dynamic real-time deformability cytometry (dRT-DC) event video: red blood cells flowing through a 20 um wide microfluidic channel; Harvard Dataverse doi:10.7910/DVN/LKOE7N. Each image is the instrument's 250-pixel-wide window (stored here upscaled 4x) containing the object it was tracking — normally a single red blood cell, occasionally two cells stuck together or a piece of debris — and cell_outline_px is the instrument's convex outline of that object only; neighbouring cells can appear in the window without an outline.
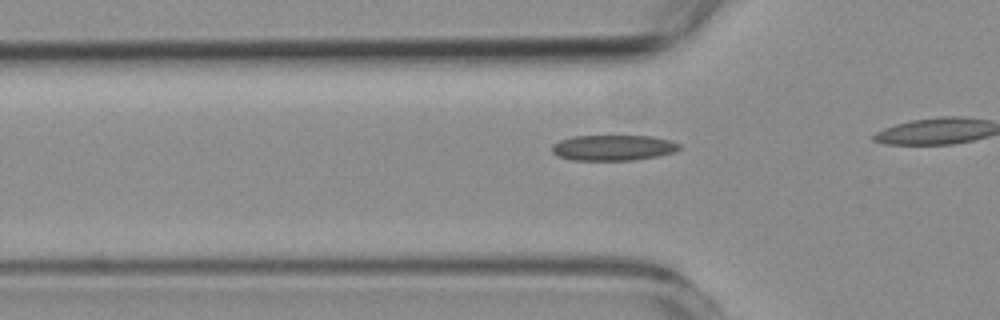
{"species": "common noctule bat (a hibernating species)", "species_latin": "Nyctalus noctula", "temperature_condition": "room temperature", "stored_images_in_passage": 17, "camera_frame_rate_fps": 3000, "um_per_image_px": 0.085, "animal": {"sex": "female", "body_mass_g": 19.3, "forearm_length_mm": 54.1}, "frame": {"image": 1, "passage_image": 12, "time_ms": 3.667, "image_size_px": [1000, 320], "cell_outline_px": [[680, 148], [672, 152], [656, 156], [632, 160], [572, 160], [560, 156], [552, 152], [552, 144], [560, 140], [572, 136], [652, 136], [668, 140], [680, 144]], "centroid_in_image_um": [52.08, 12.55], "position_along_channel_um": 73.7, "area_um2": 18.79}}
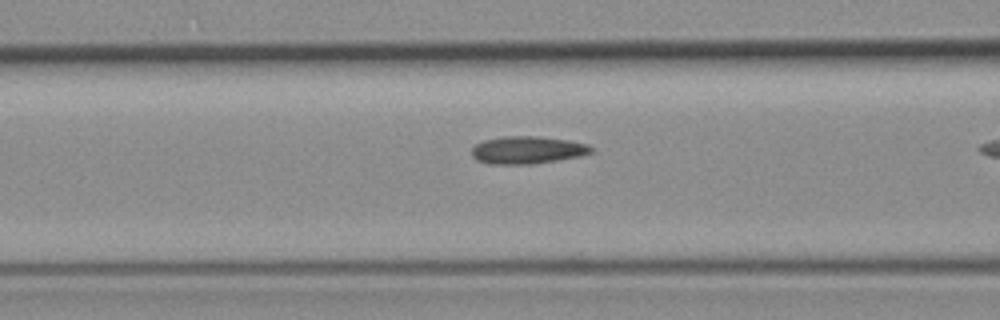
{"frame": {"image": 2, "passage_image": 16, "time_ms": 5.0, "image_size_px": [1000, 320], "cell_outline_px": [[592, 152], [580, 156], [532, 164], [488, 164], [476, 160], [472, 156], [472, 148], [476, 144], [484, 140], [504, 136], [540, 136], [568, 140], [588, 144], [592, 148]], "centroid_in_image_um": [44.8, 12.75], "position_along_channel_um": 121.8, "area_um2": 19.19}}